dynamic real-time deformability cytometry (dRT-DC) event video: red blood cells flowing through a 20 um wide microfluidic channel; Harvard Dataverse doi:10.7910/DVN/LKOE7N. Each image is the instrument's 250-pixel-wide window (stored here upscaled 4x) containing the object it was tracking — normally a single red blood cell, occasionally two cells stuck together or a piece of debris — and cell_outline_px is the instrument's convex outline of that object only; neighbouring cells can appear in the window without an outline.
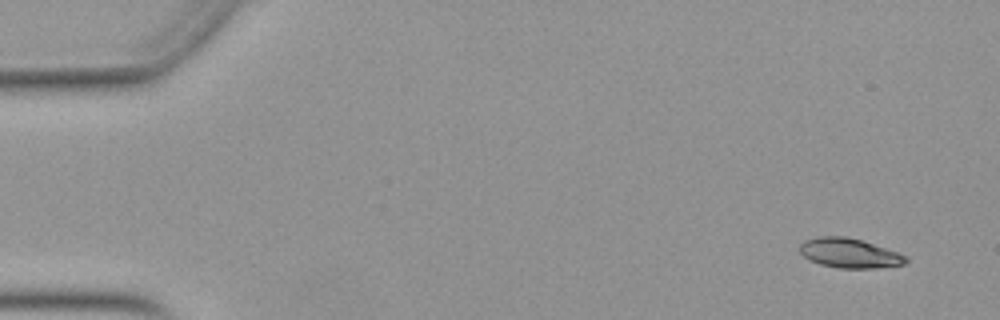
{"species": "Egyptian fruit bat (a non-hibernating species)", "species_latin": "Rousettus aegyptiacus", "temperature_condition": "warm", "stored_images_in_passage": 53, "camera_frame_rate_fps": 3000, "um_per_image_px": 0.085, "animal": {"sex": "female"}, "frame": {"image": 1, "passage_image": 4, "time_ms": 1.0, "image_size_px": [1000, 320], "cell_outline_px": [[908, 260], [904, 264], [872, 268], [840, 268], [820, 264], [804, 256], [800, 252], [800, 244], [804, 240], [816, 236], [844, 236], [860, 240], [896, 252], [904, 256]], "centroid_in_image_um": [72.14, 21.51], "position_along_channel_um": 12.9, "area_um2": 17.86}}
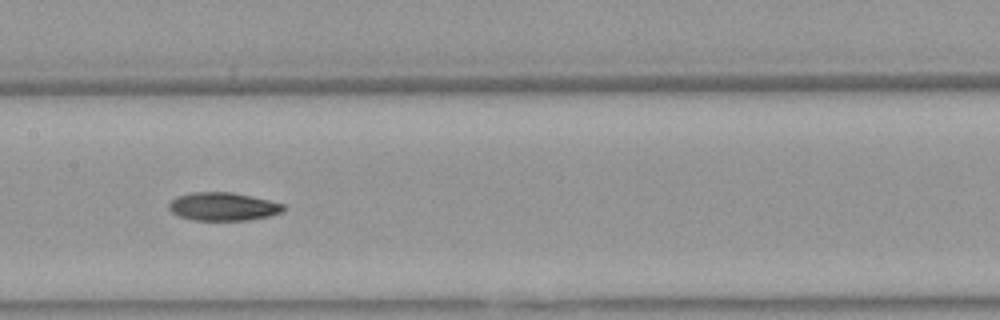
{"frame": {"image": 2, "passage_image": 27, "time_ms": 8.667, "image_size_px": [1000, 320], "cell_outline_px": [[288, 208], [284, 212], [268, 216], [248, 220], [192, 220], [180, 216], [172, 212], [168, 208], [168, 204], [176, 196], [192, 192], [232, 192], [252, 196], [284, 204]], "centroid_in_image_um": [18.98, 17.55], "position_along_channel_um": 188.4, "area_um2": 18.96}}
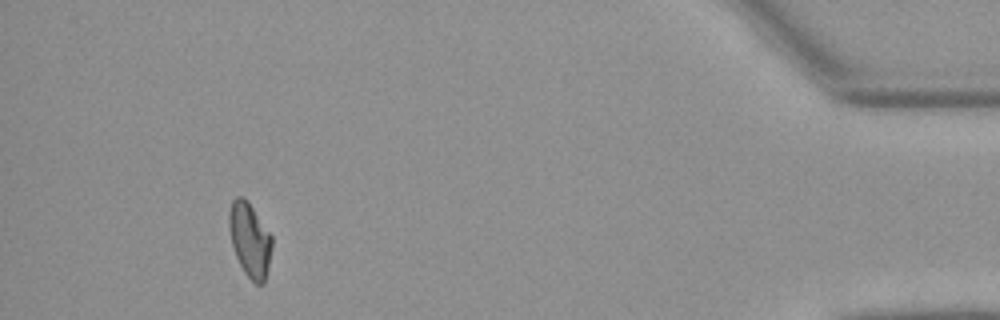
{"frame": {"image": 3, "passage_image": 49, "time_ms": 16.0, "image_size_px": [1000, 320], "cell_outline_px": [[272, 248], [268, 268], [264, 284], [256, 284], [244, 272], [236, 256], [232, 244], [228, 228], [228, 212], [232, 200], [236, 196], [244, 196], [248, 200], [272, 236]], "centroid_in_image_um": [21.22, 20.34], "position_along_channel_um": 414.0, "area_um2": 18.73}, "authors_computed_cell_mechanics": {"area_um2": 18.6694, "velocity_mm_per_s": 3.9476, "shape_relaxation_time_tau1_ms": null, "shape_relaxation_time_tau2_ms": 3.547, "deformation_change_tau1": null, "deformation_change_tau2": 0.091}}